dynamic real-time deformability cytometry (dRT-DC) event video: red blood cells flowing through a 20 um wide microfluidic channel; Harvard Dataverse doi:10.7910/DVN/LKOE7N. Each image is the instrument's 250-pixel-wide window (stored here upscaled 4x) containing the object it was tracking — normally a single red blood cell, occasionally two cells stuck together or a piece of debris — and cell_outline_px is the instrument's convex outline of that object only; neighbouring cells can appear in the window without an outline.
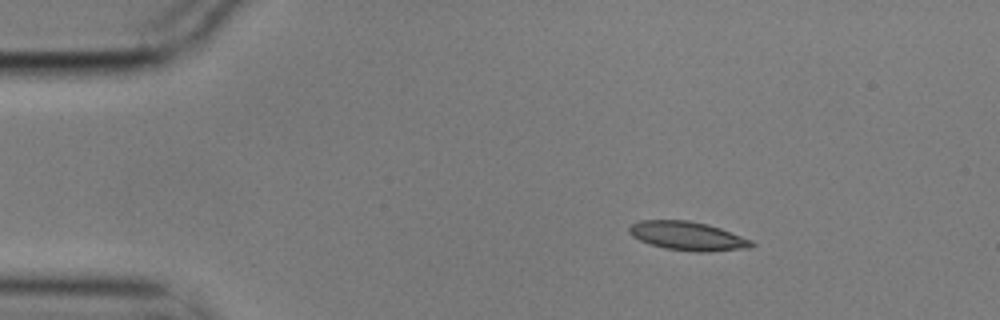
{"species": "common noctule bat (a hibernating species)", "species_latin": "Nyctalus noctula", "temperature_condition": "cold", "stored_images_in_passage": 3, "segment_of_instrument_passage": [1, 2], "camera_frame_rate_fps": 3000, "um_per_image_px": 0.085, "animal": {"sex": "male", "body_mass_g": 17.9}, "frame": {"image": 1, "passage_image": 1, "time_ms": 0.0, "image_size_px": [1000, 320], "cell_outline_px": [[756, 244], [748, 248], [700, 252], [696, 252], [664, 248], [640, 240], [632, 236], [628, 232], [628, 228], [632, 224], [640, 220], [688, 220], [708, 224], [720, 228], [752, 240]], "centroid_in_image_um": [58.44, 20.05], "position_along_channel_um": 26.6, "area_um2": 20.4}}